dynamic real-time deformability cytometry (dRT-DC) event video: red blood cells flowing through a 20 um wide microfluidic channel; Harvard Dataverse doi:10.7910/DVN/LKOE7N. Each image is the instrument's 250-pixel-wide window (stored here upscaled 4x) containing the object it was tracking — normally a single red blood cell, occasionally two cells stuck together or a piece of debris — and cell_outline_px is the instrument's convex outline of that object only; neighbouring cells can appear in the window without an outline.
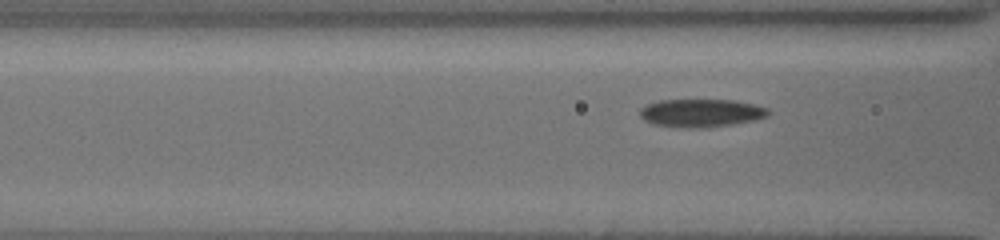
{"species": "common noctule bat (a hibernating species)", "species_latin": "Nyctalus noctula", "temperature_condition": "cold", "stored_images_in_passage": 7, "camera_frame_rate_fps": 3000, "um_per_image_px": 0.085, "animal": {"sex": "female", "body_mass_g": 19.5, "forearm_length_mm": 54.1}, "frame": {"image": 1, "passage_image": 5, "time_ms": 1.333, "image_size_px": [1000, 240], "cell_outline_px": [[768, 116], [756, 120], [708, 128], [688, 128], [656, 124], [644, 120], [640, 116], [640, 108], [648, 104], [660, 100], [736, 100], [768, 108]], "centroid_in_image_um": [59.61, 9.6], "position_along_channel_um": 107.0, "area_um2": 20.92}}